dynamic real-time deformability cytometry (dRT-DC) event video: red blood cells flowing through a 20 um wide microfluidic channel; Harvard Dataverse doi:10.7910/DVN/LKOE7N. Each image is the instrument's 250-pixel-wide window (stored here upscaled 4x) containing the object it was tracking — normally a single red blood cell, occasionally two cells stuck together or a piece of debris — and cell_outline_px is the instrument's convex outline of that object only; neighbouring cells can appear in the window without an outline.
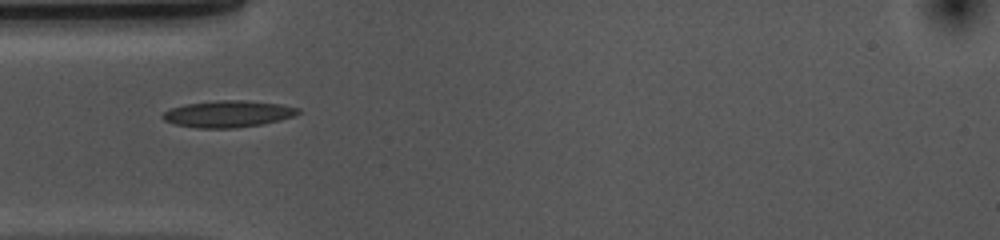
{"species": "common noctule bat (a hibernating species)", "species_latin": "Nyctalus noctula", "temperature_condition": "cold", "stored_images_in_passage": 39, "camera_frame_rate_fps": 3000, "um_per_image_px": 0.085, "animal": {"sex": "female", "body_mass_g": 10.0, "forearm_length_mm": 53.1}, "frame": {"image": 1, "passage_image": 1, "time_ms": 0.0, "image_size_px": [1000, 240], "cell_outline_px": [[300, 112], [292, 116], [280, 120], [264, 124], [236, 128], [196, 128], [176, 124], [164, 120], [160, 116], [168, 108], [184, 104], [220, 100], [244, 100], [280, 104], [300, 108]], "centroid_in_image_um": [19.36, 9.68], "position_along_channel_um": 65.6, "area_um2": 21.15}}
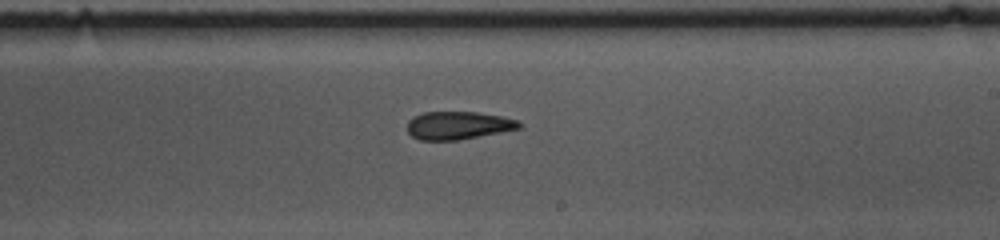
{"frame": {"image": 2, "passage_image": 16, "time_ms": 5.0, "image_size_px": [1000, 240], "cell_outline_px": [[524, 124], [520, 128], [500, 132], [456, 140], [420, 140], [412, 136], [408, 132], [408, 120], [412, 116], [424, 112], [476, 112], [500, 116], [520, 120]], "centroid_in_image_um": [38.95, 10.65], "position_along_channel_um": 250.1, "area_um2": 18.21}}
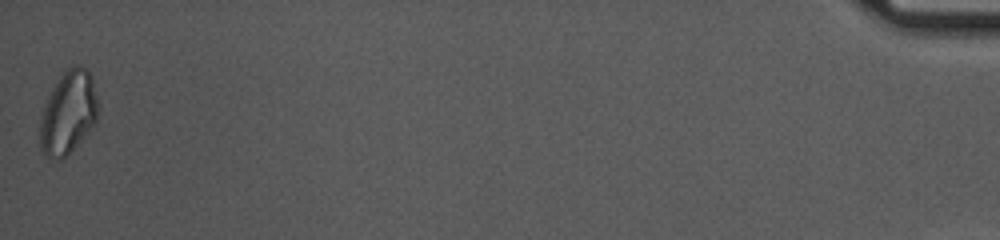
{"frame": {"image": 3, "passage_image": 39, "time_ms": 12.667, "image_size_px": [1000, 240], "cell_outline_px": [[100, 108], [96, 120], [80, 140], [60, 160], [48, 156], [40, 148], [40, 116], [44, 104], [52, 88], [60, 76], [68, 68], [76, 64], [80, 64], [92, 76], [100, 104]], "centroid_in_image_um": [5.81, 9.51], "position_along_channel_um": 429.4, "area_um2": 27.92}, "authors_computed_cell_mechanics": {"area_um2": 19.4786, "velocity_mm_per_s": 3.6739, "shape_relaxation_time_tau1_ms": 7.8166, "shape_relaxation_time_tau2_ms": 5.2253, "deformation_change_tau1": 0.1756, "deformation_change_tau2": 0.1335}}